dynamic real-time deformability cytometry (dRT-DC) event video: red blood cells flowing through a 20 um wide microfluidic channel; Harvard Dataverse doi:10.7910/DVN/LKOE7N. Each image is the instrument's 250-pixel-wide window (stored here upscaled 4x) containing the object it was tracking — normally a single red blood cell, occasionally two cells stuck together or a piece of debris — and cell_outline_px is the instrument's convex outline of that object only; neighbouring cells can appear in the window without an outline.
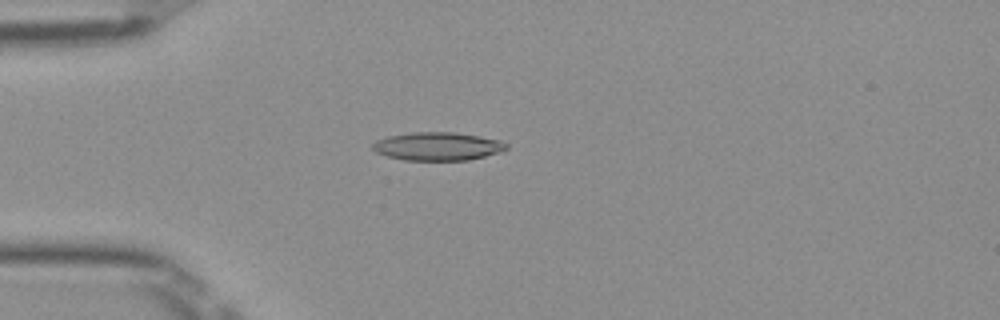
{"species": "Egyptian fruit bat (a non-hibernating species)", "species_latin": "Rousettus aegyptiacus", "temperature_condition": "room temperature", "stored_images_in_passage": 51, "camera_frame_rate_fps": 3000, "um_per_image_px": 0.085, "frame": {"image": 1, "passage_image": 14, "time_ms": 4.333, "image_size_px": [1000, 320], "cell_outline_px": [[508, 148], [500, 152], [468, 160], [404, 160], [388, 156], [376, 152], [372, 148], [372, 144], [376, 140], [388, 136], [412, 132], [456, 132], [480, 136], [500, 140], [508, 144]], "centroid_in_image_um": [37.21, 12.43], "position_along_channel_um": 47.8, "area_um2": 22.02}}
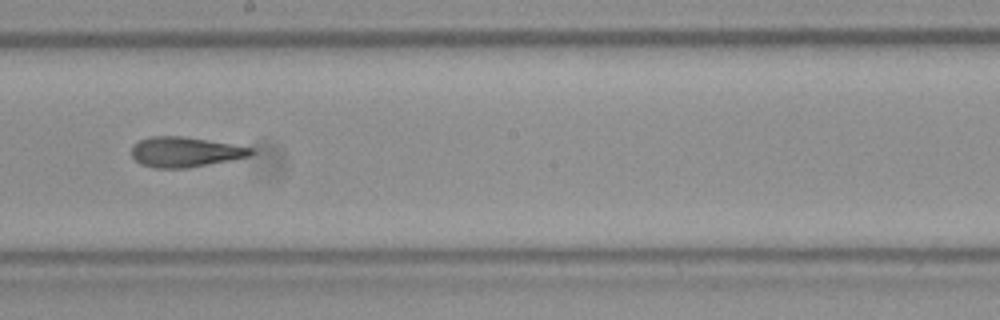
{"frame": {"image": 2, "passage_image": 29, "time_ms": 9.333, "image_size_px": [1000, 320], "cell_outline_px": [[256, 152], [248, 156], [232, 160], [188, 168], [152, 168], [140, 164], [132, 156], [132, 148], [140, 140], [152, 136], [184, 136], [232, 144], [252, 148]], "centroid_in_image_um": [15.74, 12.92], "position_along_channel_um": 232.5, "area_um2": 20.92}}
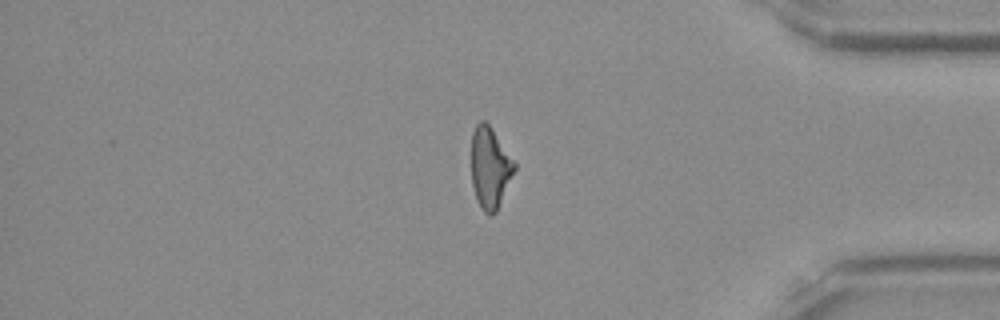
{"frame": {"image": 3, "passage_image": 43, "time_ms": 14.0, "image_size_px": [1000, 320], "cell_outline_px": [[516, 168], [496, 212], [492, 216], [488, 216], [480, 208], [476, 200], [472, 184], [472, 132], [476, 124], [480, 120], [484, 120], [492, 128], [516, 164]], "centroid_in_image_um": [41.64, 14.28], "position_along_channel_um": 393.6, "area_um2": 20.4}, "authors_computed_cell_mechanics": {"area_um2": 20.9236, "velocity_mm_per_s": 3.9968, "shape_relaxation_time_tau1_ms": 5.2568, "shape_relaxation_time_tau2_ms": 2.152, "deformation_change_tau1": 0.2041, "deformation_change_tau2": 0.1223}}